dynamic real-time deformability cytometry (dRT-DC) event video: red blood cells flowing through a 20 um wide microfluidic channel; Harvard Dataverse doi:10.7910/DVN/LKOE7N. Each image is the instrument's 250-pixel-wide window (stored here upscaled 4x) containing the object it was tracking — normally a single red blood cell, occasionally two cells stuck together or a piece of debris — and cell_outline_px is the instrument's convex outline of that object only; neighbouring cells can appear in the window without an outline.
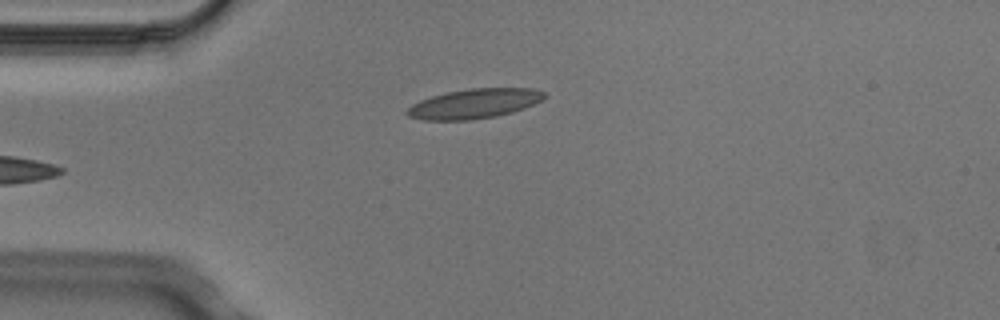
{"species": "Egyptian fruit bat (a non-hibernating species)", "species_latin": "Rousettus aegyptiacus", "temperature_condition": "cold", "stored_images_in_passage": 4, "camera_frame_rate_fps": 3000, "um_per_image_px": 0.085, "animal": {"sex": "male"}, "frame": {"image": 1, "passage_image": 4, "time_ms": 1.0, "image_size_px": [1000, 320], "cell_outline_px": [[544, 100], [524, 108], [512, 112], [496, 116], [468, 120], [424, 120], [408, 116], [404, 112], [412, 104], [420, 100], [432, 96], [448, 92], [468, 88], [532, 88], [544, 92]], "centroid_in_image_um": [40.3, 8.81], "position_along_channel_um": 44.7, "area_um2": 23.7}}